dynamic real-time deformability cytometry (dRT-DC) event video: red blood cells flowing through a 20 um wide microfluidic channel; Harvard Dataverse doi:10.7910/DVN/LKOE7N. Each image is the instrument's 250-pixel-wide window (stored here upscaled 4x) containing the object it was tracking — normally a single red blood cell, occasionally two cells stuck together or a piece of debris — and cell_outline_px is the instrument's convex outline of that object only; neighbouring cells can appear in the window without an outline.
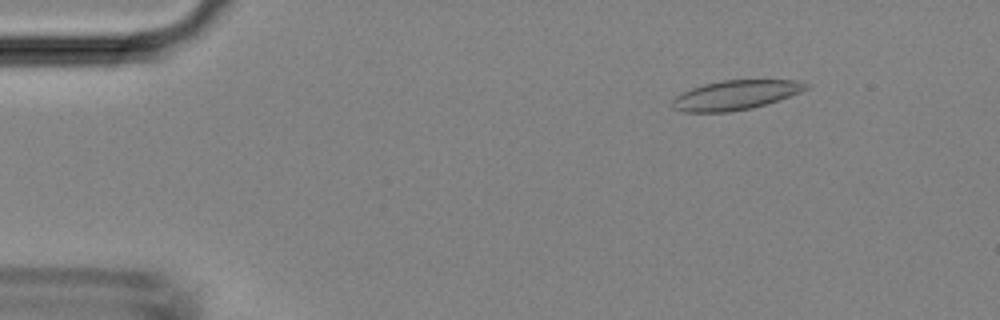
{"species": "Egyptian fruit bat (a non-hibernating species)", "species_latin": "Rousettus aegyptiacus", "temperature_condition": "room temperature", "stored_images_in_passage": 47, "camera_frame_rate_fps": 3000, "um_per_image_px": 0.085, "animal": {"sex": "female"}, "frame": {"image": 1, "passage_image": 6, "time_ms": 1.667, "image_size_px": [1000, 320], "cell_outline_px": [[812, 84], [808, 88], [800, 92], [780, 100], [768, 104], [752, 108], [728, 112], [684, 112], [672, 108], [672, 100], [676, 96], [692, 88], [704, 84], [720, 80], [796, 80]], "centroid_in_image_um": [62.55, 8.08], "position_along_channel_um": 22.4, "area_um2": 23.06}}
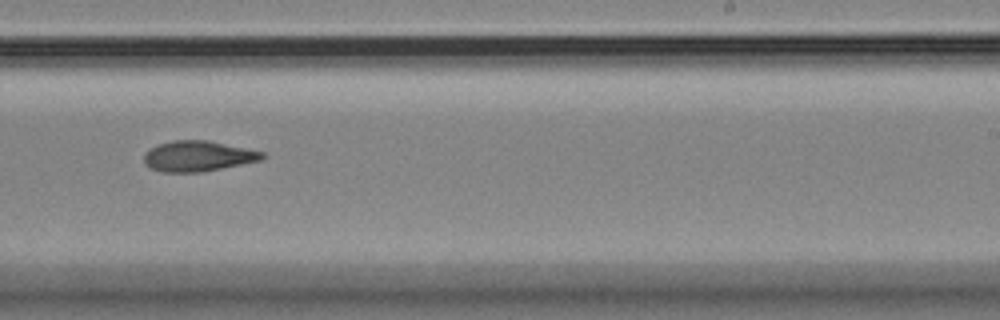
{"frame": {"image": 2, "passage_image": 29, "time_ms": 9.333, "image_size_px": [1000, 320], "cell_outline_px": [[268, 156], [260, 160], [200, 172], [164, 172], [148, 168], [144, 164], [144, 152], [156, 144], [172, 140], [204, 140], [264, 152]], "centroid_in_image_um": [16.75, 13.27], "position_along_channel_um": 272.2, "area_um2": 20.92}}
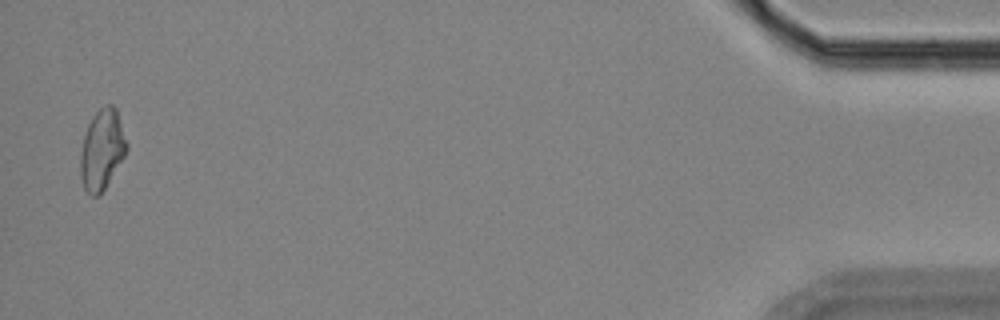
{"frame": {"image": 3, "passage_image": 46, "time_ms": 15.0, "image_size_px": [1000, 320], "cell_outline_px": [[128, 148], [124, 156], [100, 196], [92, 196], [84, 188], [80, 176], [80, 152], [84, 136], [88, 124], [92, 116], [104, 104], [112, 104], [116, 108], [128, 144]], "centroid_in_image_um": [8.66, 12.71], "position_along_channel_um": 426.5, "area_um2": 21.68}}